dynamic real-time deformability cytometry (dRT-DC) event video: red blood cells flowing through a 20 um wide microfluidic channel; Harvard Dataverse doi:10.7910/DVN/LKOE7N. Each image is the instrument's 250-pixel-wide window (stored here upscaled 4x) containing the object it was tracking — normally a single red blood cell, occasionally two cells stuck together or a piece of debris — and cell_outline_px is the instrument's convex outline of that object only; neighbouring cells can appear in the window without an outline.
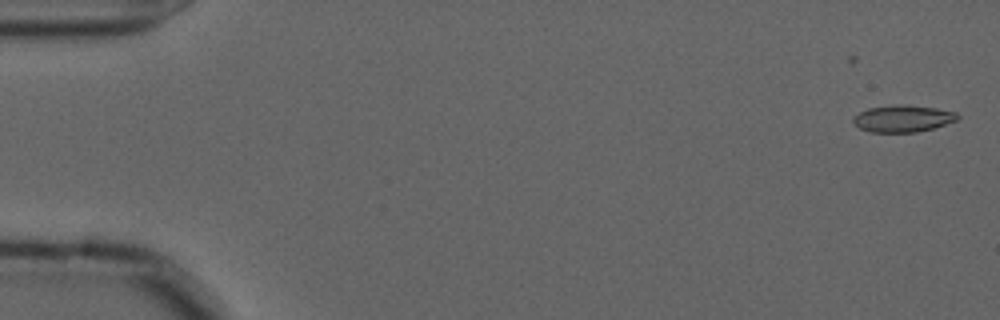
{"species": "common noctule bat (a hibernating species)", "species_latin": "Nyctalus noctula", "temperature_condition": "cold", "stored_images_in_passage": 46, "camera_frame_rate_fps": 3000, "um_per_image_px": 0.085, "animal": {"sex": "male", "forearm_length_mm": 52.5}, "frame": {"image": 1, "passage_image": 1, "time_ms": 0.0, "image_size_px": [1000, 320], "cell_outline_px": [[960, 116], [956, 120], [932, 128], [916, 132], [872, 132], [860, 128], [852, 120], [852, 116], [868, 108], [900, 104], [904, 104], [936, 108], [956, 112]], "centroid_in_image_um": [76.73, 10.07], "position_along_channel_um": 8.3, "area_um2": 16.18}}
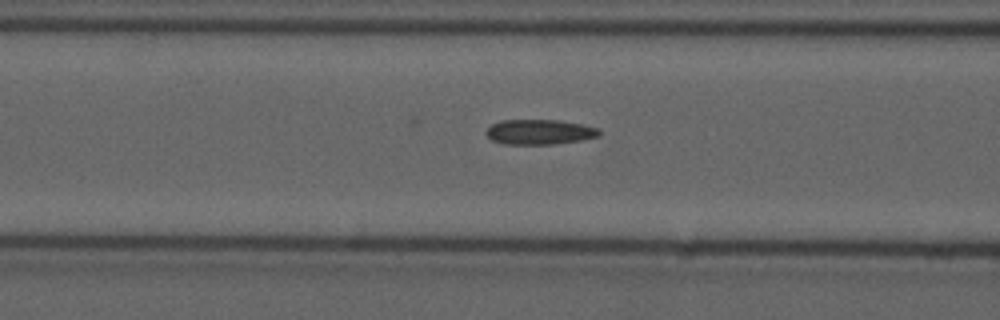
{"frame": {"image": 2, "passage_image": 22, "time_ms": 7.0, "image_size_px": [1000, 320], "cell_outline_px": [[600, 136], [580, 140], [552, 144], [504, 144], [492, 140], [484, 132], [492, 124], [500, 120], [560, 120], [600, 128]], "centroid_in_image_um": [45.85, 11.21], "position_along_channel_um": 120.7, "area_um2": 16.47}}
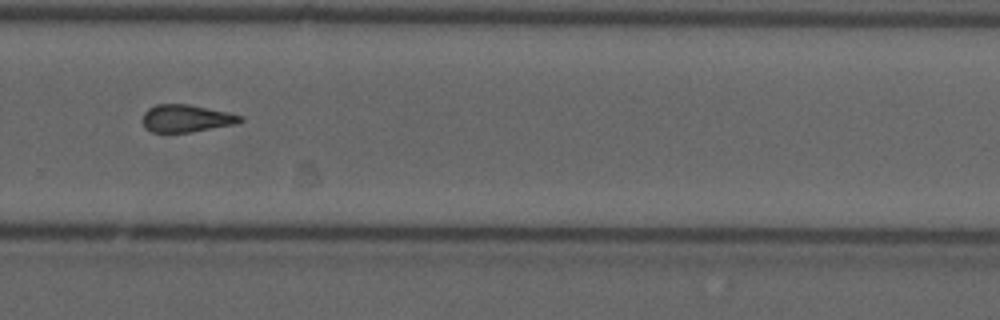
{"frame": {"image": 3, "passage_image": 38, "time_ms": 12.333, "image_size_px": [1000, 320], "cell_outline_px": [[244, 120], [236, 124], [192, 132], [152, 132], [144, 128], [144, 112], [148, 108], [156, 104], [188, 104], [228, 112], [244, 116]], "centroid_in_image_um": [15.86, 10.06], "position_along_channel_um": 313.9, "area_um2": 15.66}}